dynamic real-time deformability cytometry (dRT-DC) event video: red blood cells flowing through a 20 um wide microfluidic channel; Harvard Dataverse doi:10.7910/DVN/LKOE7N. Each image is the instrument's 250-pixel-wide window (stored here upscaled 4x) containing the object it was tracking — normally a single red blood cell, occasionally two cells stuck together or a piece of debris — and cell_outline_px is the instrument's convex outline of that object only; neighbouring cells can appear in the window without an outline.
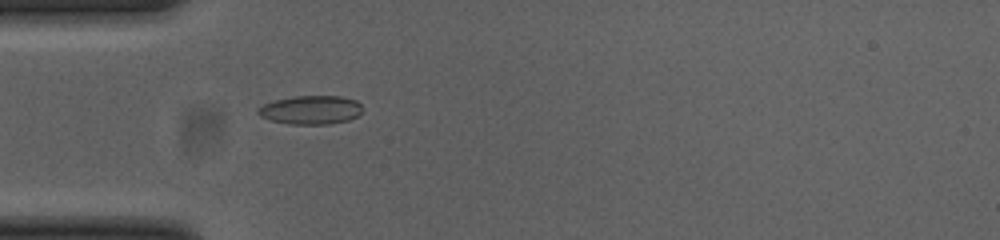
{"species": "common noctule bat (a hibernating species)", "species_latin": "Nyctalus noctula", "temperature_condition": "cold", "stored_images_in_passage": 33, "camera_frame_rate_fps": 3000, "um_per_image_px": 0.085, "animal": {"sex": "female", "body_mass_g": 23.0, "forearm_length_mm": 53.4}, "frame": {"image": 1, "passage_image": 1, "time_ms": 0.0, "image_size_px": [1000, 240], "cell_outline_px": [[360, 112], [356, 116], [348, 120], [328, 124], [292, 124], [272, 120], [260, 116], [256, 112], [264, 104], [276, 100], [292, 96], [340, 96], [356, 100], [360, 104]], "centroid_in_image_um": [26.41, 9.33], "position_along_channel_um": 58.6, "area_um2": 17.17}}
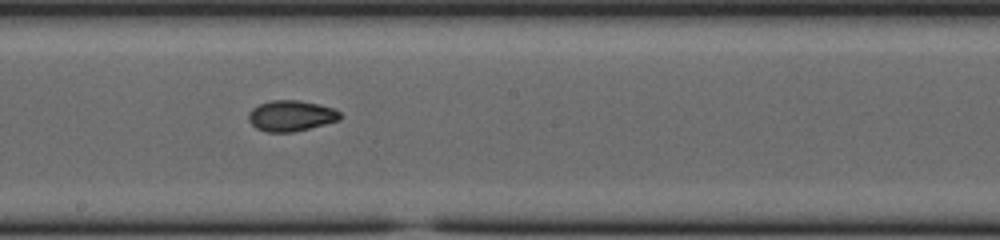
{"frame": {"image": 2, "passage_image": 14, "time_ms": 4.333, "image_size_px": [1000, 240], "cell_outline_px": [[340, 120], [292, 132], [268, 132], [256, 128], [248, 120], [248, 112], [252, 108], [268, 100], [300, 100], [320, 104], [332, 108], [340, 112]], "centroid_in_image_um": [24.71, 9.83], "position_along_channel_um": 223.5, "area_um2": 16.42}}
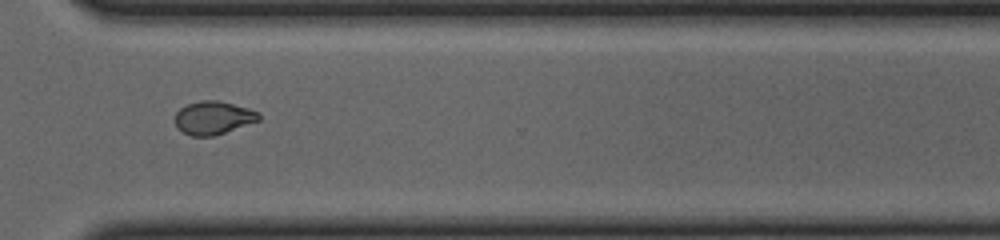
{"frame": {"image": 3, "passage_image": 24, "time_ms": 7.667, "image_size_px": [1000, 240], "cell_outline_px": [[260, 120], [216, 136], [192, 136], [184, 132], [176, 124], [176, 112], [180, 108], [188, 104], [200, 100], [220, 100], [248, 108], [260, 112]], "centroid_in_image_um": [18.17, 10.0], "position_along_channel_um": 352.4, "area_um2": 16.24}, "authors_computed_cell_mechanics": {"area_um2": 16.5886, "velocity_mm_per_s": 3.8661, "shape_relaxation_time_tau1_ms": 6.7271, "shape_relaxation_time_tau2_ms": 2.1892, "deformation_change_tau1": 0.1743, "deformation_change_tau2": 0.0565}}